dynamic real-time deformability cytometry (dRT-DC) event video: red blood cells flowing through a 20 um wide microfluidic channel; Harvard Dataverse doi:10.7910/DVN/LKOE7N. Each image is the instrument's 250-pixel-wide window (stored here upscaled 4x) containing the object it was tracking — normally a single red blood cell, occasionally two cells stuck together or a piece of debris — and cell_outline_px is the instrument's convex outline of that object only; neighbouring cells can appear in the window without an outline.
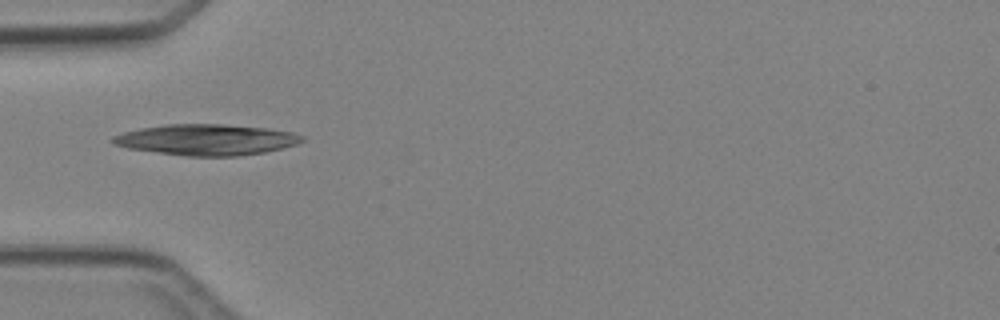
{"species": "Egyptian fruit bat (a non-hibernating species)", "species_latin": "Rousettus aegyptiacus", "temperature_condition": "cold", "stored_images_in_passage": 1, "camera_frame_rate_fps": 3000, "um_per_image_px": 0.085, "animal": {"sex": "female"}, "frame": {"image": 1, "passage_image": 1, "time_ms": 0.0, "image_size_px": [1000, 320], "cell_outline_px": [[304, 140], [296, 144], [264, 152], [240, 156], [188, 156], [128, 148], [112, 144], [108, 140], [112, 136], [124, 132], [140, 128], [164, 124], [224, 124], [268, 128], [292, 132], [304, 136]], "centroid_in_image_um": [17.52, 11.87], "position_along_channel_um": 67.5, "area_um2": 34.16}}